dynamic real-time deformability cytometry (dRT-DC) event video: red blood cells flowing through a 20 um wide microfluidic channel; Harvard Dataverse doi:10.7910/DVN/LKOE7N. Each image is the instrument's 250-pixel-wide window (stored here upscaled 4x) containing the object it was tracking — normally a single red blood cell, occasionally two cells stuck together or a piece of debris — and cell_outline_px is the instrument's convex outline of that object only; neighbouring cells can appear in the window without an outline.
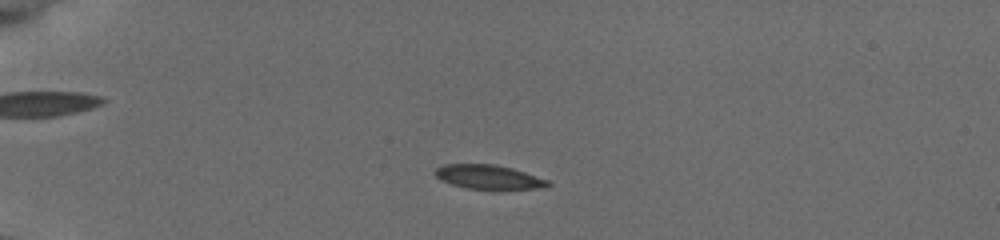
{"species": "common noctule bat (a hibernating species)", "species_latin": "Nyctalus noctula", "temperature_condition": "cold", "stored_images_in_passage": 7, "camera_frame_rate_fps": 3000, "um_per_image_px": 0.085, "animal": {"sex": "female", "body_mass_g": 19.5, "forearm_length_mm": 54.1}, "frame": {"image": 1, "passage_image": 3, "time_ms": 0.667, "image_size_px": [1000, 240], "cell_outline_px": [[552, 184], [540, 188], [468, 188], [452, 184], [436, 176], [432, 172], [436, 168], [444, 164], [496, 164], [512, 168], [548, 180]], "centroid_in_image_um": [41.5, 15.02], "position_along_channel_um": 43.5, "area_um2": 15.43}}
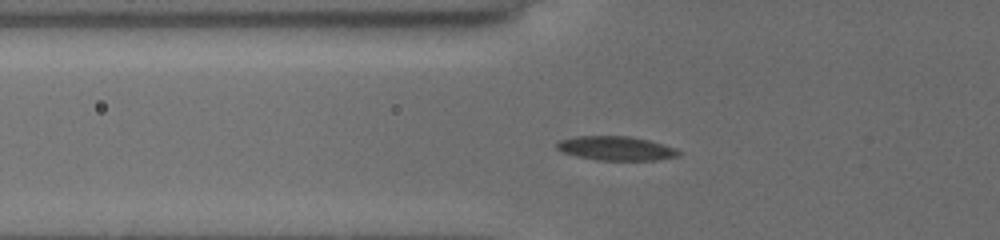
{"frame": {"image": 2, "passage_image": 6, "time_ms": 1.667, "image_size_px": [1000, 240], "cell_outline_px": [[680, 156], [656, 160], [596, 160], [576, 156], [560, 152], [556, 148], [556, 144], [560, 140], [576, 136], [628, 136], [648, 140], [676, 148], [680, 152]], "centroid_in_image_um": [52.34, 12.61], "position_along_channel_um": 73.5, "area_um2": 17.17}}